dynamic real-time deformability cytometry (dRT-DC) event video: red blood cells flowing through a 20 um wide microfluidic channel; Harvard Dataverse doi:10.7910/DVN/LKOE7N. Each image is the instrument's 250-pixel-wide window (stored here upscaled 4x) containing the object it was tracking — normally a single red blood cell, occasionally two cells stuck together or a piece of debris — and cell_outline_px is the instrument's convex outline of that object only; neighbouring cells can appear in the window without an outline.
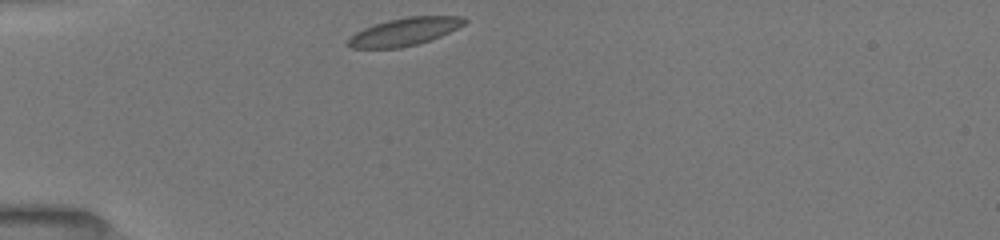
{"species": "common noctule bat (a hibernating species)", "species_latin": "Nyctalus noctula", "temperature_condition": "room temperature", "stored_images_in_passage": 33, "camera_frame_rate_fps": 3000, "um_per_image_px": 0.085, "animal": {"sex": "female", "body_mass_g": 19.5, "forearm_length_mm": 54.1}, "frame": {"image": 1, "passage_image": 1, "time_ms": 0.0, "image_size_px": [1000, 240], "cell_outline_px": [[468, 20], [464, 24], [440, 36], [416, 44], [400, 48], [352, 48], [344, 44], [356, 32], [364, 28], [388, 20], [408, 16], [464, 16]], "centroid_in_image_um": [34.37, 2.69], "position_along_channel_um": 50.6, "area_um2": 18.61}}
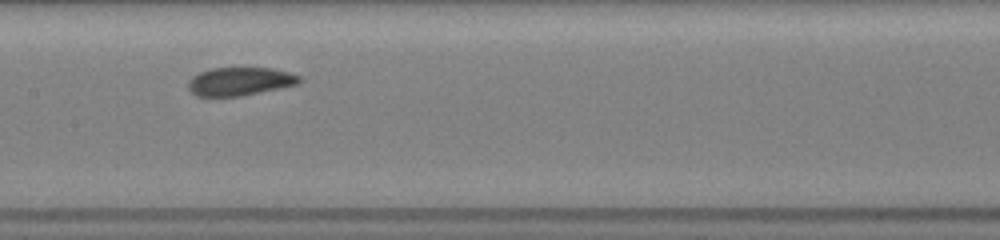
{"frame": {"image": 2, "passage_image": 13, "time_ms": 4.0, "image_size_px": [1000, 240], "cell_outline_px": [[304, 80], [300, 84], [240, 96], [196, 96], [188, 88], [188, 80], [192, 76], [200, 72], [212, 68], [272, 68], [288, 72], [300, 76]], "centroid_in_image_um": [20.41, 6.92], "position_along_channel_um": 187.0, "area_um2": 18.38}}
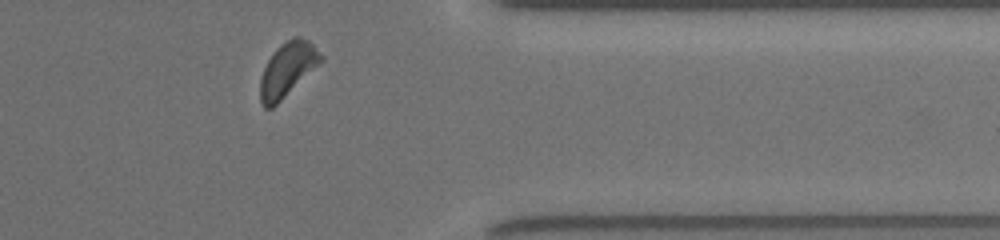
{"frame": {"image": 3, "passage_image": 29, "time_ms": 9.333, "image_size_px": [1000, 240], "cell_outline_px": [[324, 60], [272, 108], [264, 108], [260, 100], [260, 76], [272, 52], [280, 44], [292, 36], [300, 36], [308, 40], [324, 56]], "centroid_in_image_um": [24.44, 5.87], "position_along_channel_um": 387.0, "area_um2": 19.19}, "authors_computed_cell_mechanics": {"area_um2": 18.8428, "velocity_mm_per_s": 3.9332, "shape_relaxation_time_tau1_ms": 1.5447, "shape_relaxation_time_tau2_ms": 3.7959, "deformation_change_tau1": 0.0819, "deformation_change_tau2": 0.096}}